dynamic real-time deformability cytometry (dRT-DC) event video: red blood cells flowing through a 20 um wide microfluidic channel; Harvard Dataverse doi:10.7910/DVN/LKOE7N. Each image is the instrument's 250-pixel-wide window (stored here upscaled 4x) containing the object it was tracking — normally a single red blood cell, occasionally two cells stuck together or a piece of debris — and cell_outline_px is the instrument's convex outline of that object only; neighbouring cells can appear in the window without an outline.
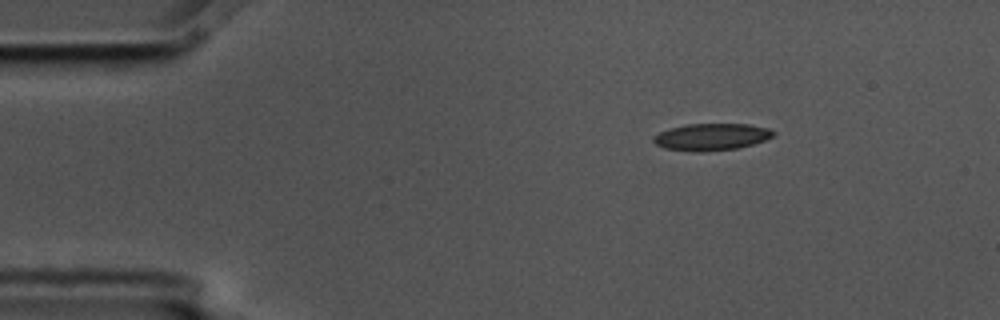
{"species": "common noctule bat (a hibernating species)", "species_latin": "Nyctalus noctula", "temperature_condition": "cold", "stored_images_in_passage": 4, "segment_of_instrument_passage": [1, 2], "camera_frame_rate_fps": 3000, "um_per_image_px": 0.085, "animal": {"sex": "male", "body_mass_g": 17.5, "forearm_length_mm": 52.3}, "frame": {"image": 1, "passage_image": 1, "time_ms": 0.0, "image_size_px": [1000, 320], "cell_outline_px": [[776, 132], [772, 136], [764, 140], [740, 148], [700, 152], [696, 152], [664, 148], [656, 144], [652, 140], [652, 136], [660, 132], [672, 128], [688, 124], [748, 124], [768, 128]], "centroid_in_image_um": [60.46, 11.64], "position_along_channel_um": 24.5, "area_um2": 18.73}}